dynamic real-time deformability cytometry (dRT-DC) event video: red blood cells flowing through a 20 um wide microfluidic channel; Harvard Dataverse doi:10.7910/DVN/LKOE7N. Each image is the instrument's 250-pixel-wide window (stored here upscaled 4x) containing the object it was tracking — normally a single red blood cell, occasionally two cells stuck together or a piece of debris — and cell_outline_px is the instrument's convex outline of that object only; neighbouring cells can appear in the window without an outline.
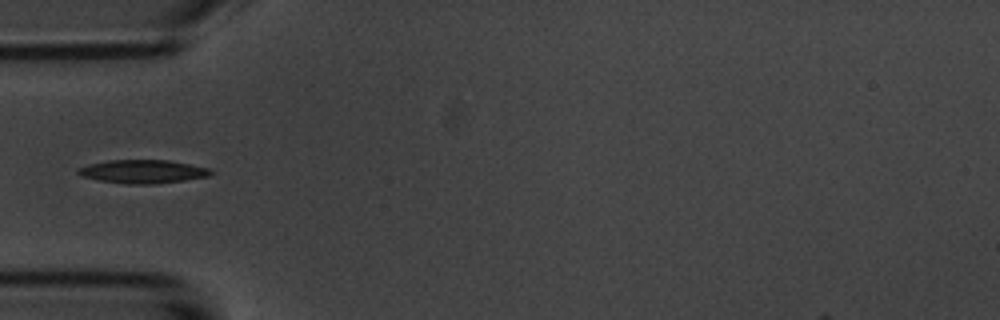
{"species": "common noctule bat (a hibernating species)", "species_latin": "Nyctalus noctula", "temperature_condition": "room temperature", "stored_images_in_passage": 6, "camera_frame_rate_fps": 3000, "um_per_image_px": 0.085, "animal": {"sex": "male", "body_mass_g": 20.1, "forearm_length_mm": 53.5}, "frame": {"image": 1, "passage_image": 6, "time_ms": 5.667, "image_size_px": [1000, 320], "cell_outline_px": [[212, 172], [208, 176], [184, 180], [156, 184], [128, 184], [100, 180], [84, 176], [76, 172], [76, 168], [88, 164], [108, 160], [168, 160], [208, 168]], "centroid_in_image_um": [12.1, 14.57], "position_along_channel_um": 72.9, "area_um2": 17.92}}